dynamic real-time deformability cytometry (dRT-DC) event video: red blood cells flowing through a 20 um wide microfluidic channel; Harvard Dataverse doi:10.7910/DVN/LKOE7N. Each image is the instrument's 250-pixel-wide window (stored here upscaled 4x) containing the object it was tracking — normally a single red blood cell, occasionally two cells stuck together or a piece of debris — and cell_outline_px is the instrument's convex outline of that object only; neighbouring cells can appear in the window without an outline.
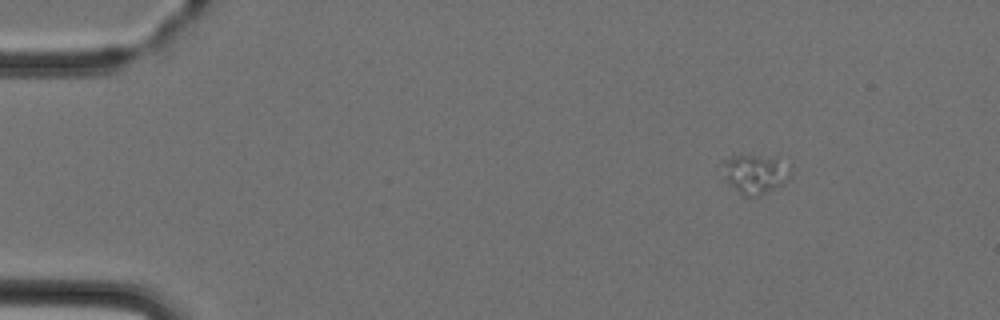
{"species": "Egyptian fruit bat (a non-hibernating species)", "species_latin": "Rousettus aegyptiacus", "temperature_condition": "cold", "stored_images_in_passage": 3, "camera_frame_rate_fps": 3000, "um_per_image_px": 0.085, "animal": {"sex": "female"}, "frame": {"image": 1, "passage_image": 1, "time_ms": 0.0, "image_size_px": [1000, 320], "cell_outline_px": [[792, 168], [788, 180], [784, 184], [756, 196], [744, 196], [724, 180], [724, 160], [732, 156], [776, 156], [792, 164]], "centroid_in_image_um": [64.27, 14.76], "position_along_channel_um": 20.7, "area_um2": 15.66}}